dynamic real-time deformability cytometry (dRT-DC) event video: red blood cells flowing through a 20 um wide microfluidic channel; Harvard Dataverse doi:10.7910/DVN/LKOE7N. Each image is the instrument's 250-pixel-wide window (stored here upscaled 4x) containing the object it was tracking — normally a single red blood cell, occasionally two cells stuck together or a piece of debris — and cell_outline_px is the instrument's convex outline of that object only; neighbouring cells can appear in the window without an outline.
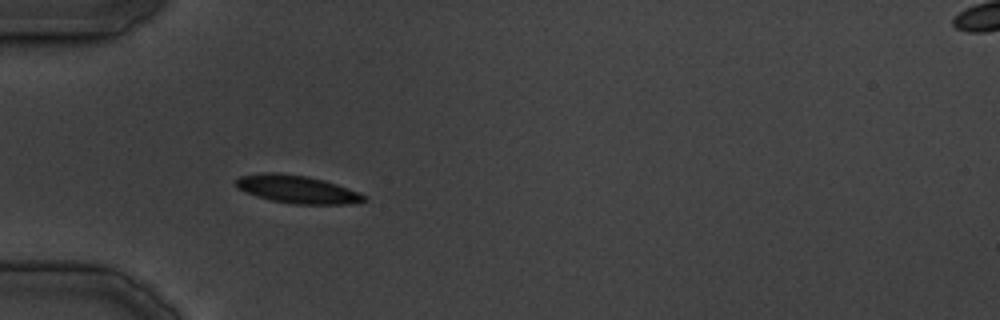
{"species": "common noctule bat (a hibernating species)", "species_latin": "Nyctalus noctula", "temperature_condition": "cold", "stored_images_in_passage": 29, "camera_frame_rate_fps": 3000, "um_per_image_px": 0.085, "animal": {"sex": "male", "body_mass_g": 19.5, "forearm_length_mm": 54.6}, "frame": {"image": 1, "passage_image": 1, "time_ms": 0.0, "image_size_px": [1000, 320], "cell_outline_px": [[368, 200], [348, 204], [292, 204], [272, 200], [256, 196], [244, 192], [236, 184], [236, 180], [240, 176], [264, 172], [276, 172], [308, 176], [324, 180], [360, 192], [368, 196]], "centroid_in_image_um": [25.29, 16.09], "position_along_channel_um": 59.7, "area_um2": 20.87}}
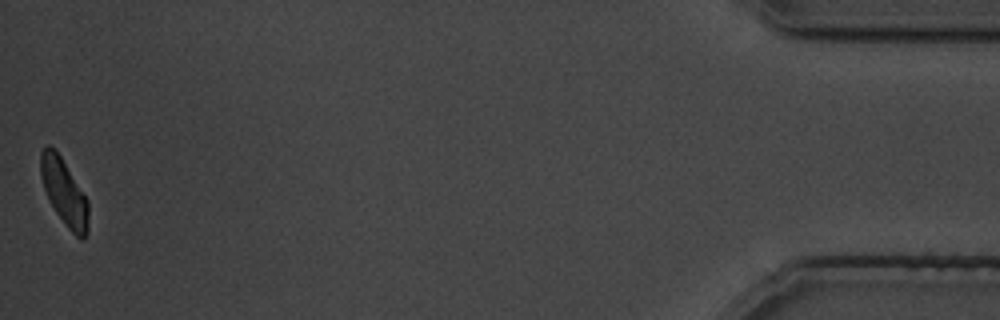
{"frame": {"image": 2, "passage_image": 29, "time_ms": 31.667, "image_size_px": [1000, 320], "cell_outline_px": [[88, 232], [84, 240], [80, 240], [68, 228], [56, 212], [44, 188], [40, 176], [40, 152], [48, 144], [60, 156], [88, 200]], "centroid_in_image_um": [5.46, 16.37], "position_along_channel_um": 429.7, "area_um2": 18.15}}